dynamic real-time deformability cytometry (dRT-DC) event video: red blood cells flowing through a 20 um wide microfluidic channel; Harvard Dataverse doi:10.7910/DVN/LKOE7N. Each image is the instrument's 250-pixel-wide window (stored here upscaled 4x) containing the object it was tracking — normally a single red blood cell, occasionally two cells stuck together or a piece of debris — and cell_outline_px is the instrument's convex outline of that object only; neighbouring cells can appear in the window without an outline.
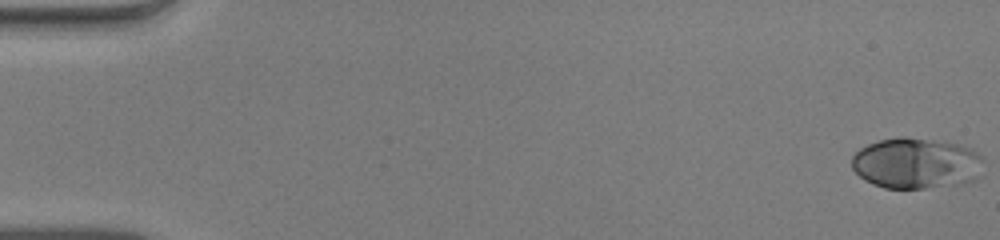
{"species": "human", "species_latin": "Homo sapiens", "temperature_condition": "warm", "stored_images_in_passage": 53, "camera_frame_rate_fps": 3000, "um_per_image_px": 0.085, "donor": {"sex": "male"}, "frame": {"image": 1, "passage_image": 1, "time_ms": 0.0, "image_size_px": [1000, 240], "cell_outline_px": [[984, 160], [980, 176], [976, 180], [960, 184], [924, 188], [884, 188], [872, 184], [864, 180], [852, 168], [852, 156], [860, 148], [868, 144], [880, 140], [900, 136], [904, 136], [944, 140], [972, 148], [984, 156]], "centroid_in_image_um": [77.93, 13.86], "position_along_channel_um": 7.1, "area_um2": 39.88}}
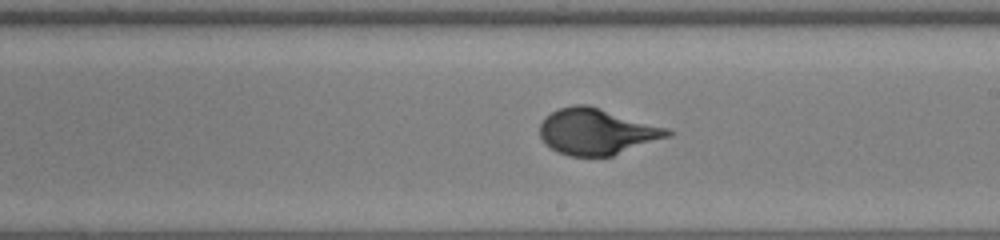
{"frame": {"image": 2, "passage_image": 31, "time_ms": 10.0, "image_size_px": [1000, 240], "cell_outline_px": [[676, 132], [672, 136], [612, 156], [568, 156], [556, 152], [544, 144], [540, 136], [540, 124], [544, 116], [560, 108], [572, 104], [588, 104], [668, 128]], "centroid_in_image_um": [50.73, 11.19], "position_along_channel_um": 238.3, "area_um2": 34.8}}
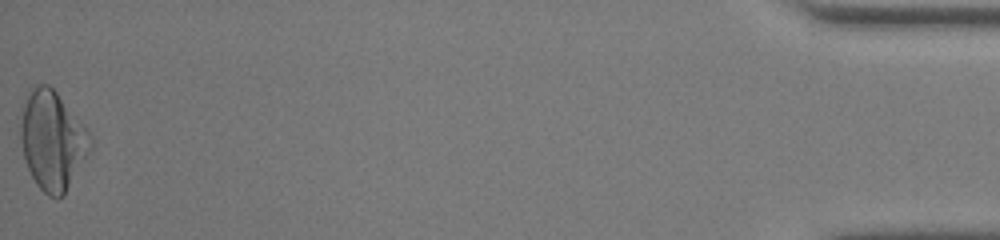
{"frame": {"image": 3, "passage_image": 53, "time_ms": 17.333, "image_size_px": [1000, 240], "cell_outline_px": [[92, 148], [64, 196], [56, 200], [48, 196], [36, 184], [28, 168], [24, 156], [16, 116], [28, 88], [36, 84], [48, 84], [56, 92], [92, 136]], "centroid_in_image_um": [4.4, 11.91], "position_along_channel_um": 430.8, "area_um2": 41.04}}